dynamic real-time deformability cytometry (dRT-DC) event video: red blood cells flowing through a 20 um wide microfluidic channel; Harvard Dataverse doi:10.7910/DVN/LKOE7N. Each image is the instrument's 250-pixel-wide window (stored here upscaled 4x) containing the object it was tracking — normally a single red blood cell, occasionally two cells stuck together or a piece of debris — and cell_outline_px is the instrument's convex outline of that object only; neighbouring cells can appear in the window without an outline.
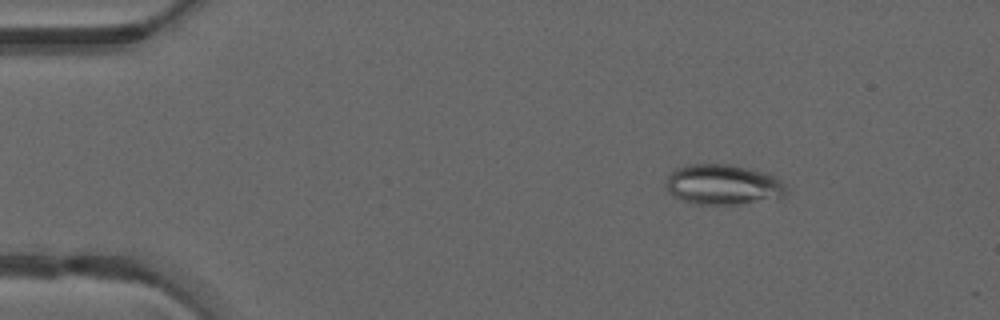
{"species": "common noctule bat (a hibernating species)", "species_latin": "Nyctalus noctula", "temperature_condition": "warm", "stored_images_in_passage": 42, "camera_frame_rate_fps": 3000, "um_per_image_px": 0.085, "animal": {"sex": "male", "forearm_length_mm": 52.5}, "frame": {"image": 1, "passage_image": 1, "time_ms": 0.0, "image_size_px": [1000, 320], "cell_outline_px": [[788, 192], [780, 200], [740, 204], [696, 204], [672, 196], [668, 192], [668, 176], [676, 168], [688, 164], [728, 164], [748, 168], [764, 172], [780, 180], [788, 188]], "centroid_in_image_um": [61.54, 15.71], "position_along_channel_um": 23.5, "area_um2": 28.5}}
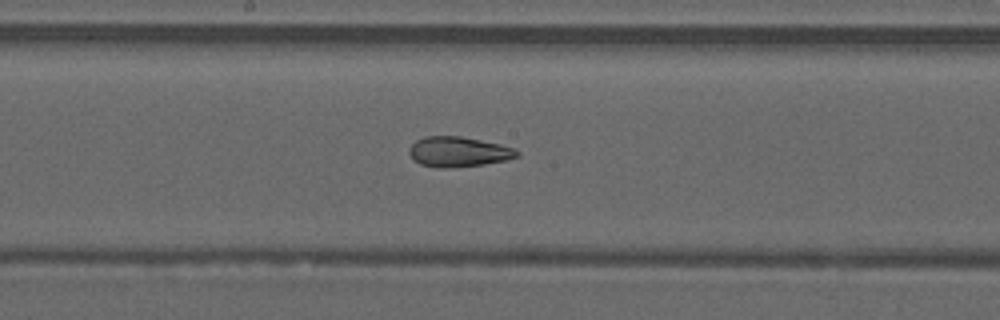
{"frame": {"image": 2, "passage_image": 20, "time_ms": 6.333, "image_size_px": [1000, 320], "cell_outline_px": [[520, 156], [504, 160], [484, 164], [448, 168], [436, 168], [420, 164], [412, 160], [408, 152], [408, 148], [416, 140], [424, 136], [460, 136], [500, 144], [512, 148], [520, 152]], "centroid_in_image_um": [38.91, 12.9], "position_along_channel_um": 209.3, "area_um2": 19.02}}
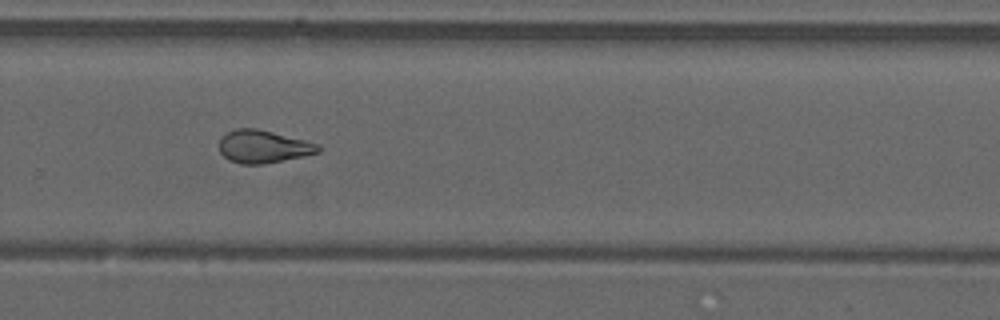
{"frame": {"image": 3, "passage_image": 27, "time_ms": 8.667, "image_size_px": [1000, 320], "cell_outline_px": [[320, 152], [304, 156], [264, 164], [240, 164], [228, 160], [220, 152], [220, 136], [236, 128], [256, 128], [320, 144]], "centroid_in_image_um": [22.36, 12.46], "position_along_channel_um": 307.4, "area_um2": 18.9}, "authors_computed_cell_mechanics": {"area_um2": 19.5364, "velocity_mm_per_s": 4.2326, "shape_relaxation_time_tau1_ms": null, "shape_relaxation_time_tau2_ms": 2.0139, "deformation_change_tau1": null, "deformation_change_tau2": 0.1071}}